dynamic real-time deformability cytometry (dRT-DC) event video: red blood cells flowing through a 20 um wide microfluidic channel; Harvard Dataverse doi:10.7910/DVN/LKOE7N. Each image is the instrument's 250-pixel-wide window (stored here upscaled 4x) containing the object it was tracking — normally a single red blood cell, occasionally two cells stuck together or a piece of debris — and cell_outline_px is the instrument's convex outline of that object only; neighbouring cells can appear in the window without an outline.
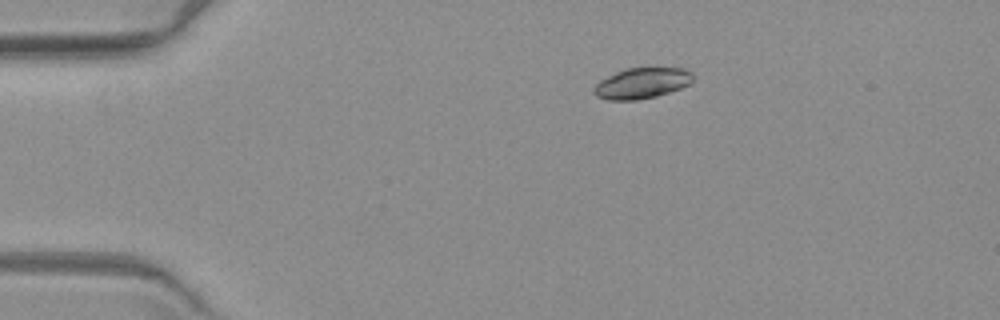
{"species": "common noctule bat (a hibernating species)", "species_latin": "Nyctalus noctula", "temperature_condition": "warm", "stored_images_in_passage": 4, "camera_frame_rate_fps": 3000, "um_per_image_px": 0.085, "animal": {"sex": "female", "body_mass_g": 19.3, "forearm_length_mm": 54.1}, "frame": {"image": 1, "passage_image": 1, "time_ms": 0.0, "image_size_px": [1000, 320], "cell_outline_px": [[692, 80], [688, 84], [680, 88], [656, 96], [636, 100], [608, 100], [596, 96], [592, 92], [592, 88], [600, 80], [624, 68], [684, 68], [692, 72]], "centroid_in_image_um": [54.51, 7.07], "position_along_channel_um": 30.5, "area_um2": 17.69}}